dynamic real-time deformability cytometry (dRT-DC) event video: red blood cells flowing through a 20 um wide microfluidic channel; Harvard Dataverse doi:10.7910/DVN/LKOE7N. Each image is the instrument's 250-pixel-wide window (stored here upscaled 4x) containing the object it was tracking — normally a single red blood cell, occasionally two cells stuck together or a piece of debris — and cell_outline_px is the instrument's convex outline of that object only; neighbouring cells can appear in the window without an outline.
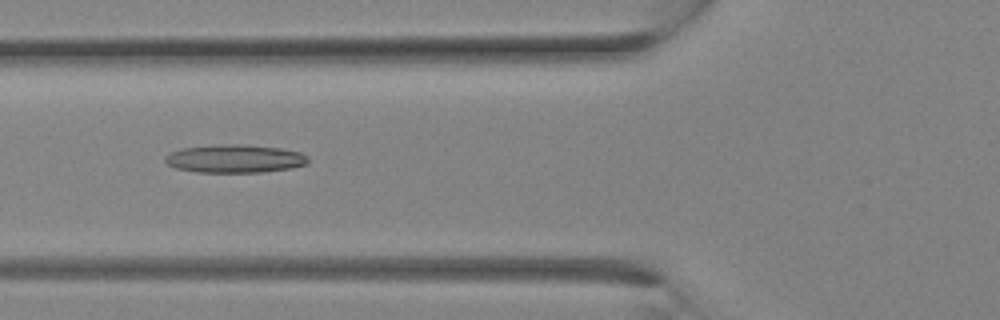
{"species": "Egyptian fruit bat (a non-hibernating species)", "species_latin": "Rousettus aegyptiacus", "temperature_condition": "room temperature", "stored_images_in_passage": 13, "camera_frame_rate_fps": 3000, "um_per_image_px": 0.085, "animal": {"sex": "female"}, "frame": {"image": 1, "passage_image": 8, "time_ms": 2.333, "image_size_px": [1000, 320], "cell_outline_px": [[308, 164], [292, 168], [264, 172], [196, 172], [176, 168], [168, 164], [164, 160], [164, 156], [172, 152], [184, 148], [228, 144], [244, 144], [280, 148], [300, 152], [308, 156]], "centroid_in_image_um": [20.0, 13.49], "position_along_channel_um": 105.8, "area_um2": 23.41}}
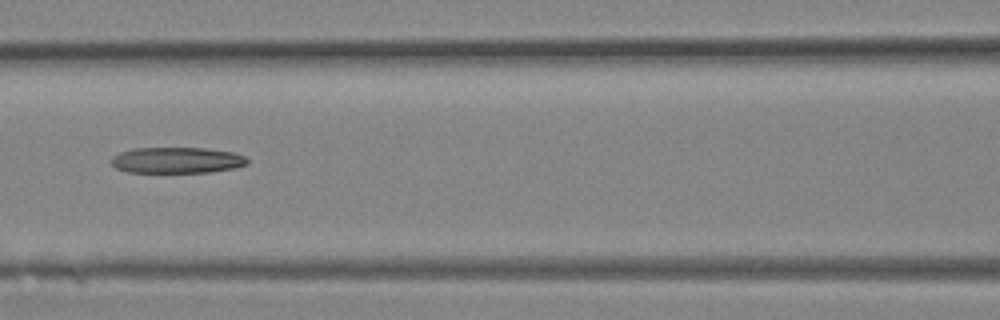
{"frame": {"image": 2, "passage_image": 10, "time_ms": 3.0, "image_size_px": [1000, 320], "cell_outline_px": [[248, 164], [236, 168], [212, 172], [128, 172], [116, 168], [112, 164], [112, 156], [120, 152], [136, 148], [204, 148], [236, 152], [244, 156], [248, 160]], "centroid_in_image_um": [15.08, 13.62], "position_along_channel_um": 151.5, "area_um2": 20.69}}
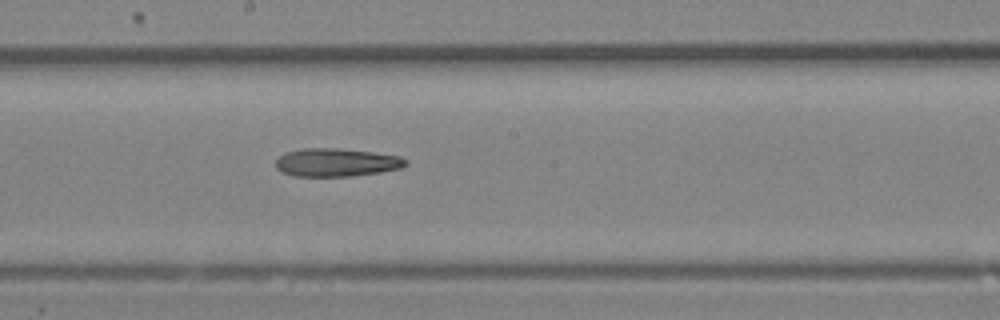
{"frame": {"image": 3, "passage_image": 13, "time_ms": 4.0, "image_size_px": [1000, 320], "cell_outline_px": [[408, 164], [400, 168], [380, 172], [352, 176], [296, 176], [280, 172], [276, 168], [276, 160], [284, 152], [304, 148], [340, 148], [372, 152], [400, 156], [408, 160]], "centroid_in_image_um": [28.59, 13.8], "position_along_channel_um": 219.6, "area_um2": 21.44}}